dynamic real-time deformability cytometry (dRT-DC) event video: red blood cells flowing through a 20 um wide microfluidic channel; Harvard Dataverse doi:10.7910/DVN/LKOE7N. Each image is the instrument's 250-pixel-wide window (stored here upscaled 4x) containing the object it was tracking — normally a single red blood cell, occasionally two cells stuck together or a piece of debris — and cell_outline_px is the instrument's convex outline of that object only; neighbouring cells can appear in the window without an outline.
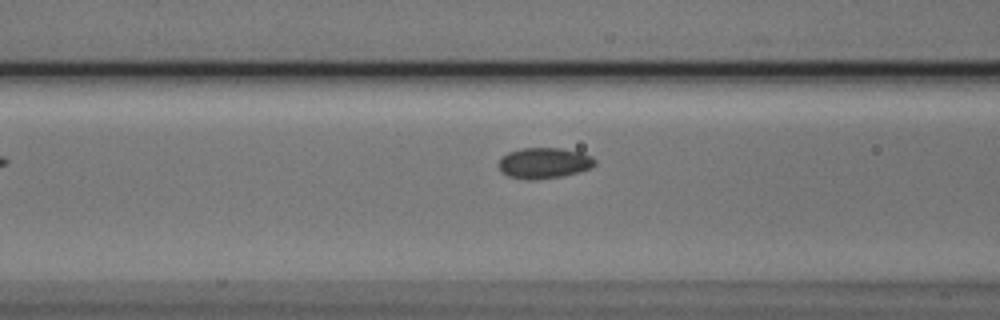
{"species": "Egyptian fruit bat (a non-hibernating species)", "species_latin": "Rousettus aegyptiacus", "temperature_condition": "cold", "stored_images_in_passage": 31, "camera_frame_rate_fps": 3000, "um_per_image_px": 0.085, "animal": {"sex": "male"}, "frame": {"image": 1, "passage_image": 6, "time_ms": 1.667, "image_size_px": [1000, 320], "cell_outline_px": [[596, 164], [592, 168], [560, 176], [536, 180], [528, 180], [508, 176], [500, 172], [500, 160], [508, 152], [524, 148], [560, 148], [580, 152], [592, 156], [596, 160]], "centroid_in_image_um": [46.26, 13.86], "position_along_channel_um": 120.3, "area_um2": 17.17}}
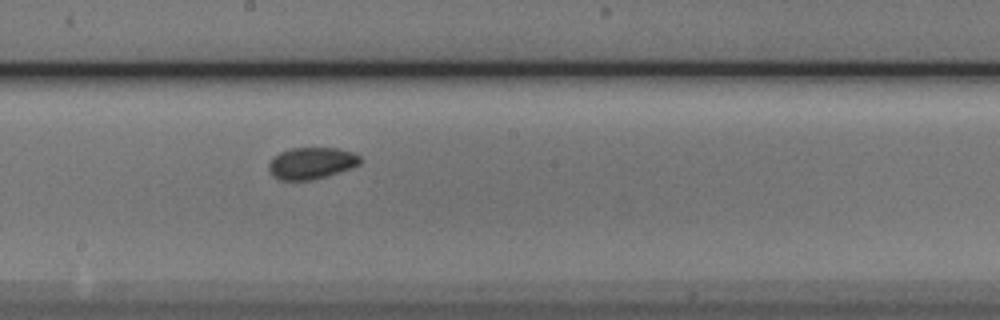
{"frame": {"image": 2, "passage_image": 14, "time_ms": 4.333, "image_size_px": [1000, 320], "cell_outline_px": [[360, 164], [352, 168], [324, 176], [308, 180], [280, 180], [272, 176], [268, 168], [268, 164], [272, 156], [280, 152], [292, 148], [336, 148], [352, 152], [360, 156]], "centroid_in_image_um": [26.43, 13.86], "position_along_channel_um": 221.8, "area_um2": 16.82}}
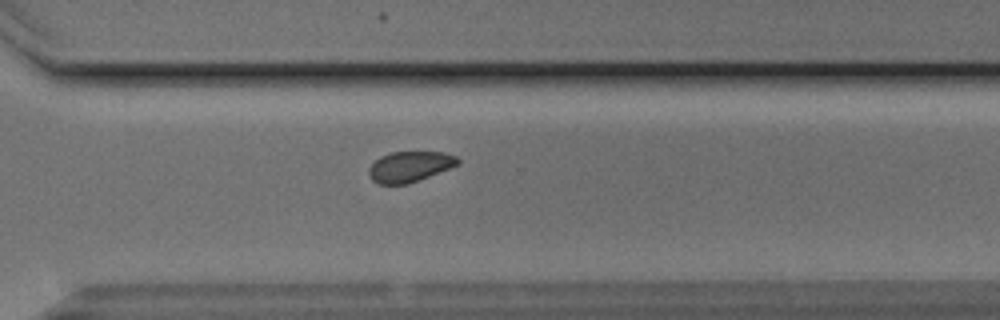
{"frame": {"image": 3, "passage_image": 23, "time_ms": 7.333, "image_size_px": [1000, 320], "cell_outline_px": [[460, 164], [408, 184], [376, 184], [372, 180], [368, 172], [368, 168], [380, 156], [392, 152], [444, 152], [456, 156], [460, 160]], "centroid_in_image_um": [34.82, 14.16], "position_along_channel_um": 335.8, "area_um2": 15.84}, "authors_computed_cell_mechanics": {"area_um2": 16.7042, "velocity_mm_per_s": 3.8063, "shape_relaxation_time_tau1_ms": 3.4864, "shape_relaxation_time_tau2_ms": 4.5448, "deformation_change_tau1": 0.0585, "deformation_change_tau2": 0.0475}}